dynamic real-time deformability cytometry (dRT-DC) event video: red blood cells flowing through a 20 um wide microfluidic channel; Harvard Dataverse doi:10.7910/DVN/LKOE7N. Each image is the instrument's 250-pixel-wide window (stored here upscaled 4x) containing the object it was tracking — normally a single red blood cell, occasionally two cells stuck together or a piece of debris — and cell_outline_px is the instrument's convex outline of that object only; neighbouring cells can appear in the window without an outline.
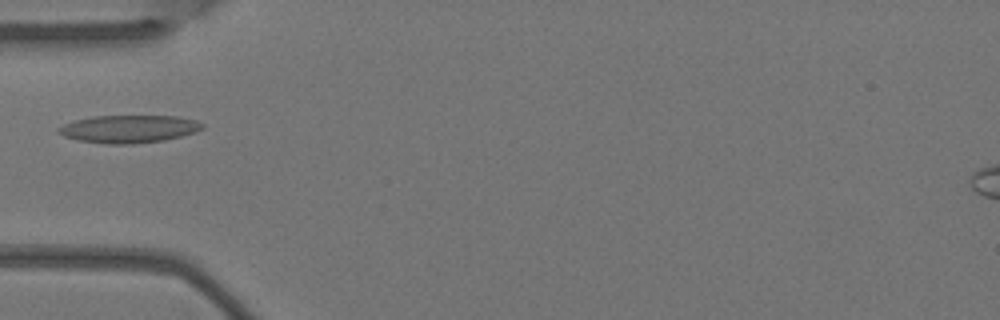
{"species": "Egyptian fruit bat (a non-hibernating species)", "species_latin": "Rousettus aegyptiacus", "temperature_condition": "warm", "stored_images_in_passage": 4, "camera_frame_rate_fps": 3000, "um_per_image_px": 0.085, "animal": {"sex": "female"}, "frame": {"image": 1, "passage_image": 3, "time_ms": 0.667, "image_size_px": [1000, 320], "cell_outline_px": [[204, 128], [196, 132], [164, 140], [132, 144], [108, 144], [80, 140], [64, 136], [56, 132], [56, 128], [72, 120], [92, 116], [176, 116], [196, 120], [204, 124]], "centroid_in_image_um": [10.93, 10.95], "position_along_channel_um": 74.1, "area_um2": 23.29}}
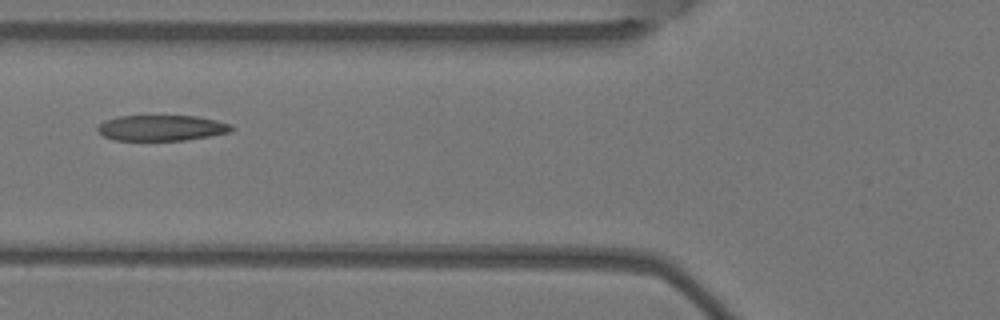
{"frame": {"image": 2, "passage_image": 4, "time_ms": 1.0, "image_size_px": [1000, 320], "cell_outline_px": [[236, 128], [232, 132], [184, 140], [112, 140], [96, 132], [96, 128], [104, 120], [116, 116], [196, 116], [216, 120], [232, 124]], "centroid_in_image_um": [13.73, 10.87], "position_along_channel_um": 112.1, "area_um2": 20.23}}